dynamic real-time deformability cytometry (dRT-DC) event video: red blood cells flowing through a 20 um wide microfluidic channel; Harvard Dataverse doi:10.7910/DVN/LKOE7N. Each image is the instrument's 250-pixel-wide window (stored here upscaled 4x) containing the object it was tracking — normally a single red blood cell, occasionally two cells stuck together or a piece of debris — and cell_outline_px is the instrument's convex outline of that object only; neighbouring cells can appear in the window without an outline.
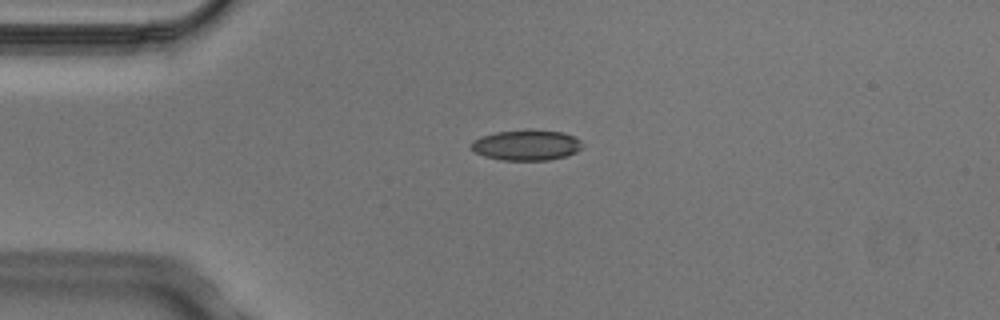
{"species": "Egyptian fruit bat (a non-hibernating species)", "species_latin": "Rousettus aegyptiacus", "temperature_condition": "cold", "stored_images_in_passage": 2, "camera_frame_rate_fps": 3000, "um_per_image_px": 0.085, "animal": {"sex": "male"}, "frame": {"image": 1, "passage_image": 1, "time_ms": 0.0, "image_size_px": [1000, 320], "cell_outline_px": [[584, 144], [576, 152], [568, 156], [548, 160], [504, 160], [484, 156], [476, 152], [472, 148], [472, 140], [480, 136], [496, 132], [528, 128], [532, 128], [564, 132], [580, 140]], "centroid_in_image_um": [44.77, 12.31], "position_along_channel_um": 40.2, "area_um2": 20.11}}